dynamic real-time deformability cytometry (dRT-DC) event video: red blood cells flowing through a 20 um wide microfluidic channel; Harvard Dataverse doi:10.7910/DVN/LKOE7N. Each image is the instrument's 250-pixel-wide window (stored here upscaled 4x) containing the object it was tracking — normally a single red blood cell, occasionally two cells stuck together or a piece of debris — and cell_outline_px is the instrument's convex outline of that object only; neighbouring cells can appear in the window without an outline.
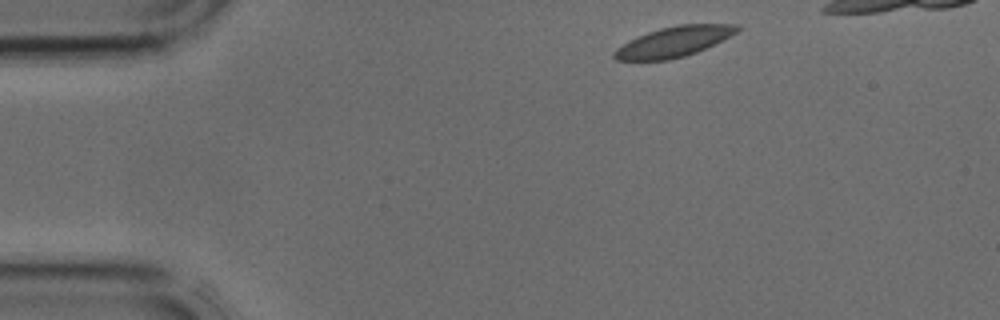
{"species": "common noctule bat (a hibernating species)", "species_latin": "Nyctalus noctula", "temperature_condition": "cold", "stored_images_in_passage": 2, "camera_frame_rate_fps": 3000, "um_per_image_px": 0.085, "animal": {"sex": "male", "body_mass_g": 17.9, "forearm_length_mm": 54.2}, "frame": {"image": 1, "passage_image": 1, "time_ms": 0.0, "image_size_px": [1000, 320], "cell_outline_px": [[744, 28], [696, 52], [684, 56], [668, 60], [616, 60], [612, 56], [612, 52], [616, 48], [628, 40], [648, 32], [660, 28], [676, 24], [740, 24]], "centroid_in_image_um": [57.24, 3.53], "position_along_channel_um": 27.8, "area_um2": 21.56}}